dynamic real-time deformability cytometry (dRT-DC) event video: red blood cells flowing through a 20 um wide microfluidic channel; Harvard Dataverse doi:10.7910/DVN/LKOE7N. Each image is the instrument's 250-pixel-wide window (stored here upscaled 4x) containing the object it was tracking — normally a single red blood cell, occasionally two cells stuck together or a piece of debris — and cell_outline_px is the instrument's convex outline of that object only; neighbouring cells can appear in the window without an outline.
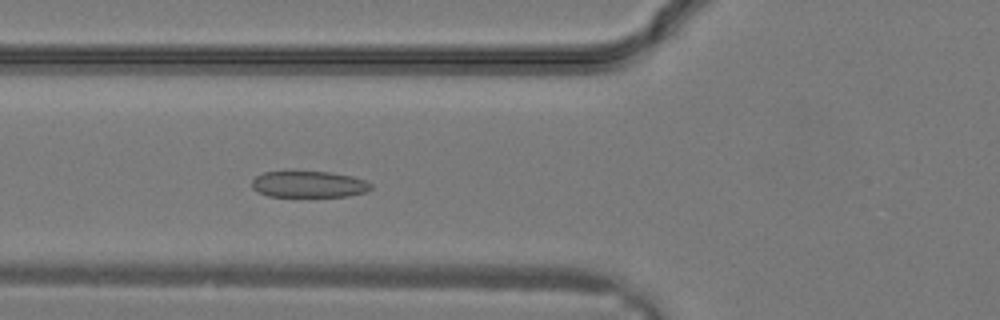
{"species": "common noctule bat (a hibernating species)", "species_latin": "Nyctalus noctula", "temperature_condition": "warm", "stored_images_in_passage": 2, "camera_frame_rate_fps": 3000, "um_per_image_px": 0.085, "animal": {"sex": "male", "body_mass_g": 19.2, "forearm_length_mm": 51.8}, "frame": {"image": 1, "passage_image": 2, "time_ms": 0.333, "image_size_px": [1000, 320], "cell_outline_px": [[372, 188], [368, 192], [348, 196], [268, 196], [256, 192], [252, 188], [252, 180], [256, 176], [264, 172], [292, 168], [328, 172], [352, 176], [364, 180], [372, 184]], "centroid_in_image_um": [26.2, 15.62], "position_along_channel_um": 99.6, "area_um2": 19.19}}